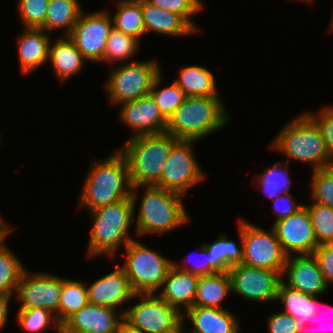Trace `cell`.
<instances>
[{
    "label": "cell",
    "mask_w": 333,
    "mask_h": 333,
    "mask_svg": "<svg viewBox=\"0 0 333 333\" xmlns=\"http://www.w3.org/2000/svg\"><path fill=\"white\" fill-rule=\"evenodd\" d=\"M118 1L127 2V3H142L149 0H118Z\"/></svg>",
    "instance_id": "f907efd6"
},
{
    "label": "cell",
    "mask_w": 333,
    "mask_h": 333,
    "mask_svg": "<svg viewBox=\"0 0 333 333\" xmlns=\"http://www.w3.org/2000/svg\"><path fill=\"white\" fill-rule=\"evenodd\" d=\"M320 128L325 140L330 161L333 163V105L322 108L317 115L306 112Z\"/></svg>",
    "instance_id": "b9f144b4"
},
{
    "label": "cell",
    "mask_w": 333,
    "mask_h": 333,
    "mask_svg": "<svg viewBox=\"0 0 333 333\" xmlns=\"http://www.w3.org/2000/svg\"><path fill=\"white\" fill-rule=\"evenodd\" d=\"M153 5L181 15L196 31V26L191 18L202 10L203 2L200 0H149Z\"/></svg>",
    "instance_id": "60d3db41"
},
{
    "label": "cell",
    "mask_w": 333,
    "mask_h": 333,
    "mask_svg": "<svg viewBox=\"0 0 333 333\" xmlns=\"http://www.w3.org/2000/svg\"><path fill=\"white\" fill-rule=\"evenodd\" d=\"M13 229V227L10 228L9 224L0 219V246L5 242L4 240H6V236H9V233L13 231Z\"/></svg>",
    "instance_id": "681fc988"
},
{
    "label": "cell",
    "mask_w": 333,
    "mask_h": 333,
    "mask_svg": "<svg viewBox=\"0 0 333 333\" xmlns=\"http://www.w3.org/2000/svg\"><path fill=\"white\" fill-rule=\"evenodd\" d=\"M290 163L282 161L274 163L272 167H267L263 173H257L259 188H262V192L266 196H269L271 200L276 199L283 193L290 192V186L292 185L291 177H289V170H287ZM284 167H281L283 166ZM281 168V169H280ZM283 168V169H282Z\"/></svg>",
    "instance_id": "1f68e13d"
},
{
    "label": "cell",
    "mask_w": 333,
    "mask_h": 333,
    "mask_svg": "<svg viewBox=\"0 0 333 333\" xmlns=\"http://www.w3.org/2000/svg\"><path fill=\"white\" fill-rule=\"evenodd\" d=\"M312 202L333 208V166L312 171Z\"/></svg>",
    "instance_id": "74e56055"
},
{
    "label": "cell",
    "mask_w": 333,
    "mask_h": 333,
    "mask_svg": "<svg viewBox=\"0 0 333 333\" xmlns=\"http://www.w3.org/2000/svg\"><path fill=\"white\" fill-rule=\"evenodd\" d=\"M128 165L124 155L116 150L106 159L92 162L86 175L79 208L92 211L98 207L116 203L131 196Z\"/></svg>",
    "instance_id": "7a4b0ae2"
},
{
    "label": "cell",
    "mask_w": 333,
    "mask_h": 333,
    "mask_svg": "<svg viewBox=\"0 0 333 333\" xmlns=\"http://www.w3.org/2000/svg\"><path fill=\"white\" fill-rule=\"evenodd\" d=\"M139 40L116 29L110 31L106 42L105 53L101 61L113 63L122 60H129L139 49Z\"/></svg>",
    "instance_id": "e575fe53"
},
{
    "label": "cell",
    "mask_w": 333,
    "mask_h": 333,
    "mask_svg": "<svg viewBox=\"0 0 333 333\" xmlns=\"http://www.w3.org/2000/svg\"><path fill=\"white\" fill-rule=\"evenodd\" d=\"M200 253L203 255V259L201 258L200 263L193 261V264L191 267H188V260L189 258L186 260V262L183 261V263L179 262H173V266H175L178 270L181 271H185V272H190L194 275L197 276H205V275H210V274H214L217 273L211 266H210V258L207 254V250L206 248L203 246V244L200 246ZM193 258V257H192ZM192 262V261H191ZM181 263V264H180ZM186 264V265H185Z\"/></svg>",
    "instance_id": "bcb514c9"
},
{
    "label": "cell",
    "mask_w": 333,
    "mask_h": 333,
    "mask_svg": "<svg viewBox=\"0 0 333 333\" xmlns=\"http://www.w3.org/2000/svg\"><path fill=\"white\" fill-rule=\"evenodd\" d=\"M242 239V264L283 274L287 256L272 227L265 231L242 219Z\"/></svg>",
    "instance_id": "30bf717a"
},
{
    "label": "cell",
    "mask_w": 333,
    "mask_h": 333,
    "mask_svg": "<svg viewBox=\"0 0 333 333\" xmlns=\"http://www.w3.org/2000/svg\"><path fill=\"white\" fill-rule=\"evenodd\" d=\"M16 319L19 326L27 333H42L52 325H56L57 332L62 333V326L56 315L44 308H20Z\"/></svg>",
    "instance_id": "836d02e7"
},
{
    "label": "cell",
    "mask_w": 333,
    "mask_h": 333,
    "mask_svg": "<svg viewBox=\"0 0 333 333\" xmlns=\"http://www.w3.org/2000/svg\"><path fill=\"white\" fill-rule=\"evenodd\" d=\"M59 37L55 42H50L49 59L53 72L61 82L80 73L84 62L87 61L77 49L69 36Z\"/></svg>",
    "instance_id": "cb8c5ba5"
},
{
    "label": "cell",
    "mask_w": 333,
    "mask_h": 333,
    "mask_svg": "<svg viewBox=\"0 0 333 333\" xmlns=\"http://www.w3.org/2000/svg\"><path fill=\"white\" fill-rule=\"evenodd\" d=\"M88 303L87 286L83 282L62 278L59 302V322L61 326Z\"/></svg>",
    "instance_id": "f1b7e54d"
},
{
    "label": "cell",
    "mask_w": 333,
    "mask_h": 333,
    "mask_svg": "<svg viewBox=\"0 0 333 333\" xmlns=\"http://www.w3.org/2000/svg\"><path fill=\"white\" fill-rule=\"evenodd\" d=\"M120 119L134 135H155L166 132L168 120L162 115L152 96L146 95L121 104Z\"/></svg>",
    "instance_id": "2e32d148"
},
{
    "label": "cell",
    "mask_w": 333,
    "mask_h": 333,
    "mask_svg": "<svg viewBox=\"0 0 333 333\" xmlns=\"http://www.w3.org/2000/svg\"><path fill=\"white\" fill-rule=\"evenodd\" d=\"M193 140H178L172 147L158 183L168 191L185 195L189 188L205 179L203 170L194 157Z\"/></svg>",
    "instance_id": "8fae6325"
},
{
    "label": "cell",
    "mask_w": 333,
    "mask_h": 333,
    "mask_svg": "<svg viewBox=\"0 0 333 333\" xmlns=\"http://www.w3.org/2000/svg\"><path fill=\"white\" fill-rule=\"evenodd\" d=\"M146 34L156 32L167 36L184 37L197 32L181 15L163 10L151 2L141 3Z\"/></svg>",
    "instance_id": "603a6c76"
},
{
    "label": "cell",
    "mask_w": 333,
    "mask_h": 333,
    "mask_svg": "<svg viewBox=\"0 0 333 333\" xmlns=\"http://www.w3.org/2000/svg\"><path fill=\"white\" fill-rule=\"evenodd\" d=\"M185 317L193 325L187 333H240L237 317L226 308L193 306L183 313V323Z\"/></svg>",
    "instance_id": "44dd1931"
},
{
    "label": "cell",
    "mask_w": 333,
    "mask_h": 333,
    "mask_svg": "<svg viewBox=\"0 0 333 333\" xmlns=\"http://www.w3.org/2000/svg\"><path fill=\"white\" fill-rule=\"evenodd\" d=\"M198 281L199 276L172 266L163 281L162 292H158V295L183 314V309L187 311L194 305Z\"/></svg>",
    "instance_id": "ffe728a7"
},
{
    "label": "cell",
    "mask_w": 333,
    "mask_h": 333,
    "mask_svg": "<svg viewBox=\"0 0 333 333\" xmlns=\"http://www.w3.org/2000/svg\"><path fill=\"white\" fill-rule=\"evenodd\" d=\"M231 290L251 302L276 301L282 274L264 268L236 264L228 270Z\"/></svg>",
    "instance_id": "7c38bea8"
},
{
    "label": "cell",
    "mask_w": 333,
    "mask_h": 333,
    "mask_svg": "<svg viewBox=\"0 0 333 333\" xmlns=\"http://www.w3.org/2000/svg\"><path fill=\"white\" fill-rule=\"evenodd\" d=\"M318 296H313V295H309L308 294V311H307V320L306 322L303 319H295V323H296V333H306L308 330H310V328L308 329V324L311 326V324L316 325V323H318L317 327L312 328V330H316V331H324V332H328V330L330 332L333 333V319L332 316H328L330 313L328 312L330 309H328V313H323L322 311H320V307H319V301H318ZM323 309H326L325 306H323ZM333 312V308L331 309V313ZM326 315V316H324ZM330 317V318H329ZM325 318H329L327 319L328 323L326 322ZM321 321H323L321 323ZM321 323V324H320ZM327 323V325H326ZM329 325V327H328Z\"/></svg>",
    "instance_id": "f35d334b"
},
{
    "label": "cell",
    "mask_w": 333,
    "mask_h": 333,
    "mask_svg": "<svg viewBox=\"0 0 333 333\" xmlns=\"http://www.w3.org/2000/svg\"><path fill=\"white\" fill-rule=\"evenodd\" d=\"M272 201L274 213L277 215L274 223L289 217L304 206V204L296 203V201L293 200V196H291L290 192L283 193Z\"/></svg>",
    "instance_id": "ee69618b"
},
{
    "label": "cell",
    "mask_w": 333,
    "mask_h": 333,
    "mask_svg": "<svg viewBox=\"0 0 333 333\" xmlns=\"http://www.w3.org/2000/svg\"><path fill=\"white\" fill-rule=\"evenodd\" d=\"M326 283H333V244L319 245L313 252Z\"/></svg>",
    "instance_id": "7bdbcfd3"
},
{
    "label": "cell",
    "mask_w": 333,
    "mask_h": 333,
    "mask_svg": "<svg viewBox=\"0 0 333 333\" xmlns=\"http://www.w3.org/2000/svg\"><path fill=\"white\" fill-rule=\"evenodd\" d=\"M116 333H145L141 329L132 326L124 318L120 321Z\"/></svg>",
    "instance_id": "c3c4849f"
},
{
    "label": "cell",
    "mask_w": 333,
    "mask_h": 333,
    "mask_svg": "<svg viewBox=\"0 0 333 333\" xmlns=\"http://www.w3.org/2000/svg\"><path fill=\"white\" fill-rule=\"evenodd\" d=\"M304 205L309 211L317 244H333V208L315 202Z\"/></svg>",
    "instance_id": "d590c367"
},
{
    "label": "cell",
    "mask_w": 333,
    "mask_h": 333,
    "mask_svg": "<svg viewBox=\"0 0 333 333\" xmlns=\"http://www.w3.org/2000/svg\"><path fill=\"white\" fill-rule=\"evenodd\" d=\"M280 242L285 255L313 254L319 246L309 216V211L304 205L287 218L279 220L271 226Z\"/></svg>",
    "instance_id": "9a60e30c"
},
{
    "label": "cell",
    "mask_w": 333,
    "mask_h": 333,
    "mask_svg": "<svg viewBox=\"0 0 333 333\" xmlns=\"http://www.w3.org/2000/svg\"><path fill=\"white\" fill-rule=\"evenodd\" d=\"M174 82L184 91L186 97L218 96L215 77L206 67L184 66Z\"/></svg>",
    "instance_id": "4316f807"
},
{
    "label": "cell",
    "mask_w": 333,
    "mask_h": 333,
    "mask_svg": "<svg viewBox=\"0 0 333 333\" xmlns=\"http://www.w3.org/2000/svg\"><path fill=\"white\" fill-rule=\"evenodd\" d=\"M276 300H280L285 307L281 312L292 316L294 319H303L306 322L308 294L289 287L282 280L279 284Z\"/></svg>",
    "instance_id": "8d00e7d4"
},
{
    "label": "cell",
    "mask_w": 333,
    "mask_h": 333,
    "mask_svg": "<svg viewBox=\"0 0 333 333\" xmlns=\"http://www.w3.org/2000/svg\"><path fill=\"white\" fill-rule=\"evenodd\" d=\"M295 1H301V2L304 1L305 3H310V2L312 3L313 2V0H295Z\"/></svg>",
    "instance_id": "db71d44e"
},
{
    "label": "cell",
    "mask_w": 333,
    "mask_h": 333,
    "mask_svg": "<svg viewBox=\"0 0 333 333\" xmlns=\"http://www.w3.org/2000/svg\"><path fill=\"white\" fill-rule=\"evenodd\" d=\"M117 11L113 15V28L140 41L146 34L141 3L115 1Z\"/></svg>",
    "instance_id": "f546056e"
},
{
    "label": "cell",
    "mask_w": 333,
    "mask_h": 333,
    "mask_svg": "<svg viewBox=\"0 0 333 333\" xmlns=\"http://www.w3.org/2000/svg\"><path fill=\"white\" fill-rule=\"evenodd\" d=\"M144 194L134 217L135 234H164L187 224L190 216L183 203V195L155 185L144 186Z\"/></svg>",
    "instance_id": "8992f818"
},
{
    "label": "cell",
    "mask_w": 333,
    "mask_h": 333,
    "mask_svg": "<svg viewBox=\"0 0 333 333\" xmlns=\"http://www.w3.org/2000/svg\"><path fill=\"white\" fill-rule=\"evenodd\" d=\"M140 301L124 310L123 318L145 333H173L183 325V314L157 293L136 294Z\"/></svg>",
    "instance_id": "9c48e42d"
},
{
    "label": "cell",
    "mask_w": 333,
    "mask_h": 333,
    "mask_svg": "<svg viewBox=\"0 0 333 333\" xmlns=\"http://www.w3.org/2000/svg\"><path fill=\"white\" fill-rule=\"evenodd\" d=\"M112 29V17L106 9L89 14L82 10L68 36L87 61L99 63L103 59Z\"/></svg>",
    "instance_id": "4fadbf2b"
},
{
    "label": "cell",
    "mask_w": 333,
    "mask_h": 333,
    "mask_svg": "<svg viewBox=\"0 0 333 333\" xmlns=\"http://www.w3.org/2000/svg\"><path fill=\"white\" fill-rule=\"evenodd\" d=\"M237 226L240 235V247L236 242L228 239L225 234L219 235V238L211 244H203L210 258V266L217 273L228 272L231 267L241 264L243 261L242 218L238 220Z\"/></svg>",
    "instance_id": "d4e9b609"
},
{
    "label": "cell",
    "mask_w": 333,
    "mask_h": 333,
    "mask_svg": "<svg viewBox=\"0 0 333 333\" xmlns=\"http://www.w3.org/2000/svg\"><path fill=\"white\" fill-rule=\"evenodd\" d=\"M163 74H159L153 81L150 95L159 107L162 115L168 120L175 110L184 102L186 95L184 91L173 81V83L165 88L160 89Z\"/></svg>",
    "instance_id": "d6a6232c"
},
{
    "label": "cell",
    "mask_w": 333,
    "mask_h": 333,
    "mask_svg": "<svg viewBox=\"0 0 333 333\" xmlns=\"http://www.w3.org/2000/svg\"><path fill=\"white\" fill-rule=\"evenodd\" d=\"M82 12L78 0H49L44 30L65 29L64 36H68L75 26Z\"/></svg>",
    "instance_id": "83f0119b"
},
{
    "label": "cell",
    "mask_w": 333,
    "mask_h": 333,
    "mask_svg": "<svg viewBox=\"0 0 333 333\" xmlns=\"http://www.w3.org/2000/svg\"><path fill=\"white\" fill-rule=\"evenodd\" d=\"M230 292L232 290L228 272L199 276L193 306L221 309V303Z\"/></svg>",
    "instance_id": "484cf974"
},
{
    "label": "cell",
    "mask_w": 333,
    "mask_h": 333,
    "mask_svg": "<svg viewBox=\"0 0 333 333\" xmlns=\"http://www.w3.org/2000/svg\"><path fill=\"white\" fill-rule=\"evenodd\" d=\"M284 276L288 279H282L286 285L305 294L319 296L329 288L313 254L288 256Z\"/></svg>",
    "instance_id": "e0dca14e"
},
{
    "label": "cell",
    "mask_w": 333,
    "mask_h": 333,
    "mask_svg": "<svg viewBox=\"0 0 333 333\" xmlns=\"http://www.w3.org/2000/svg\"><path fill=\"white\" fill-rule=\"evenodd\" d=\"M270 147L286 156L287 163L290 159L310 163L313 170L333 166L320 128L305 112L288 122Z\"/></svg>",
    "instance_id": "5b68a950"
},
{
    "label": "cell",
    "mask_w": 333,
    "mask_h": 333,
    "mask_svg": "<svg viewBox=\"0 0 333 333\" xmlns=\"http://www.w3.org/2000/svg\"><path fill=\"white\" fill-rule=\"evenodd\" d=\"M62 277L48 273H30L27 269L21 276L16 291L20 308L40 307L54 313L59 321V302Z\"/></svg>",
    "instance_id": "5bb4252c"
},
{
    "label": "cell",
    "mask_w": 333,
    "mask_h": 333,
    "mask_svg": "<svg viewBox=\"0 0 333 333\" xmlns=\"http://www.w3.org/2000/svg\"><path fill=\"white\" fill-rule=\"evenodd\" d=\"M185 323H183V325L176 331V332H173V333H184V329H185V326H184Z\"/></svg>",
    "instance_id": "816d5d0a"
},
{
    "label": "cell",
    "mask_w": 333,
    "mask_h": 333,
    "mask_svg": "<svg viewBox=\"0 0 333 333\" xmlns=\"http://www.w3.org/2000/svg\"><path fill=\"white\" fill-rule=\"evenodd\" d=\"M124 310L88 303L63 325L62 333H116Z\"/></svg>",
    "instance_id": "ac0fdd59"
},
{
    "label": "cell",
    "mask_w": 333,
    "mask_h": 333,
    "mask_svg": "<svg viewBox=\"0 0 333 333\" xmlns=\"http://www.w3.org/2000/svg\"><path fill=\"white\" fill-rule=\"evenodd\" d=\"M88 301L90 304L106 306L118 310L125 302L135 299L130 280L119 264L116 269L102 276L87 287Z\"/></svg>",
    "instance_id": "d6986e66"
},
{
    "label": "cell",
    "mask_w": 333,
    "mask_h": 333,
    "mask_svg": "<svg viewBox=\"0 0 333 333\" xmlns=\"http://www.w3.org/2000/svg\"><path fill=\"white\" fill-rule=\"evenodd\" d=\"M18 37V57L23 74H29L49 59L50 38L43 29L24 28Z\"/></svg>",
    "instance_id": "7402d4cb"
},
{
    "label": "cell",
    "mask_w": 333,
    "mask_h": 333,
    "mask_svg": "<svg viewBox=\"0 0 333 333\" xmlns=\"http://www.w3.org/2000/svg\"><path fill=\"white\" fill-rule=\"evenodd\" d=\"M141 187L132 186L130 197L89 211L94 224L90 231L88 258L108 255L113 260L121 245L125 247L134 240L129 231L135 220L137 190Z\"/></svg>",
    "instance_id": "6da1fadb"
},
{
    "label": "cell",
    "mask_w": 333,
    "mask_h": 333,
    "mask_svg": "<svg viewBox=\"0 0 333 333\" xmlns=\"http://www.w3.org/2000/svg\"><path fill=\"white\" fill-rule=\"evenodd\" d=\"M219 96L186 97L168 119L166 133L179 140L199 141L225 128L230 120Z\"/></svg>",
    "instance_id": "3957f363"
},
{
    "label": "cell",
    "mask_w": 333,
    "mask_h": 333,
    "mask_svg": "<svg viewBox=\"0 0 333 333\" xmlns=\"http://www.w3.org/2000/svg\"><path fill=\"white\" fill-rule=\"evenodd\" d=\"M156 60L128 61L113 69L105 83L114 104L134 101L149 95L154 79L162 72Z\"/></svg>",
    "instance_id": "ba28073f"
},
{
    "label": "cell",
    "mask_w": 333,
    "mask_h": 333,
    "mask_svg": "<svg viewBox=\"0 0 333 333\" xmlns=\"http://www.w3.org/2000/svg\"><path fill=\"white\" fill-rule=\"evenodd\" d=\"M16 256L3 242L0 246V295H15L26 270Z\"/></svg>",
    "instance_id": "4dcf8cb0"
},
{
    "label": "cell",
    "mask_w": 333,
    "mask_h": 333,
    "mask_svg": "<svg viewBox=\"0 0 333 333\" xmlns=\"http://www.w3.org/2000/svg\"><path fill=\"white\" fill-rule=\"evenodd\" d=\"M12 296L15 297L14 295H0V330L4 329V326L8 321V307Z\"/></svg>",
    "instance_id": "7dc6e473"
},
{
    "label": "cell",
    "mask_w": 333,
    "mask_h": 333,
    "mask_svg": "<svg viewBox=\"0 0 333 333\" xmlns=\"http://www.w3.org/2000/svg\"><path fill=\"white\" fill-rule=\"evenodd\" d=\"M172 134L160 133L131 137L120 149L125 157L132 186L156 185L168 161L173 145Z\"/></svg>",
    "instance_id": "277c9868"
},
{
    "label": "cell",
    "mask_w": 333,
    "mask_h": 333,
    "mask_svg": "<svg viewBox=\"0 0 333 333\" xmlns=\"http://www.w3.org/2000/svg\"><path fill=\"white\" fill-rule=\"evenodd\" d=\"M49 0H19L18 10L24 28L44 30Z\"/></svg>",
    "instance_id": "ab89813d"
},
{
    "label": "cell",
    "mask_w": 333,
    "mask_h": 333,
    "mask_svg": "<svg viewBox=\"0 0 333 333\" xmlns=\"http://www.w3.org/2000/svg\"><path fill=\"white\" fill-rule=\"evenodd\" d=\"M125 249L127 257L121 267L130 280L134 292L136 294L157 293L173 262L145 247L138 240L130 241Z\"/></svg>",
    "instance_id": "52a82bcc"
},
{
    "label": "cell",
    "mask_w": 333,
    "mask_h": 333,
    "mask_svg": "<svg viewBox=\"0 0 333 333\" xmlns=\"http://www.w3.org/2000/svg\"><path fill=\"white\" fill-rule=\"evenodd\" d=\"M269 333H296L295 319L283 312H277L267 317Z\"/></svg>",
    "instance_id": "f6af8a7d"
},
{
    "label": "cell",
    "mask_w": 333,
    "mask_h": 333,
    "mask_svg": "<svg viewBox=\"0 0 333 333\" xmlns=\"http://www.w3.org/2000/svg\"><path fill=\"white\" fill-rule=\"evenodd\" d=\"M333 11V10H332ZM332 18H331V22H330V29H329V31H333V13H332V16H331Z\"/></svg>",
    "instance_id": "f5cc1de1"
}]
</instances>
